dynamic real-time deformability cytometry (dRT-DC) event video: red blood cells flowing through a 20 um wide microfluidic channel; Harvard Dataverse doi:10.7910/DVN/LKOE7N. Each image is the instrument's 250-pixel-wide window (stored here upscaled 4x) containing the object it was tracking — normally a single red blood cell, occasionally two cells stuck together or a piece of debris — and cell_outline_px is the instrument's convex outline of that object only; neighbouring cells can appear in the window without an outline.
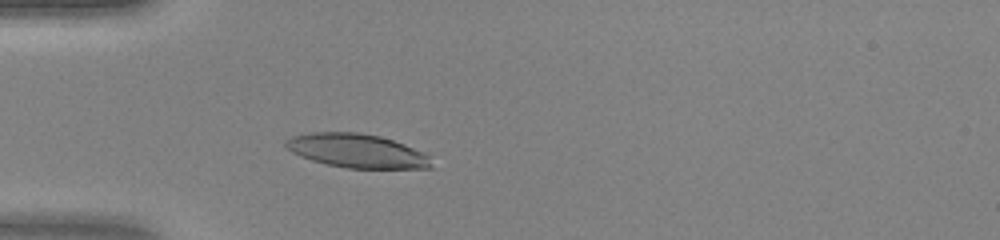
{"species": "human", "species_latin": "Homo sapiens", "temperature_condition": "warm", "stored_images_in_passage": 37, "camera_frame_rate_fps": 3000, "um_per_image_px": 0.085, "donor": {"sex": "female"}, "frame": {"image": 1, "passage_image": 5, "time_ms": 1.333, "image_size_px": [1000, 240], "cell_outline_px": [[432, 168], [348, 168], [328, 164], [312, 160], [300, 156], [292, 152], [284, 144], [284, 140], [292, 136], [308, 132], [356, 132], [380, 136], [404, 144], [428, 156]], "centroid_in_image_um": [30.27, 12.81], "position_along_channel_um": 54.7, "area_um2": 28.38}}
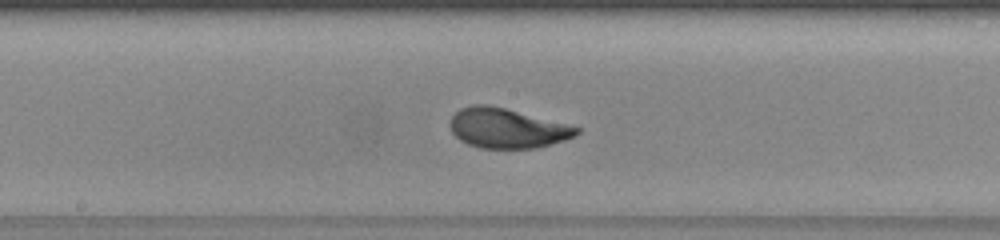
{"frame": {"image": 2, "passage_image": 16, "time_ms": 5.0, "image_size_px": [1000, 240], "cell_outline_px": [[580, 132], [564, 140], [536, 148], [480, 148], [468, 144], [460, 140], [452, 132], [448, 124], [452, 116], [460, 108], [472, 104], [488, 104], [504, 108], [580, 128]], "centroid_in_image_um": [43.02, 10.9], "position_along_channel_um": 205.2, "area_um2": 28.96}}
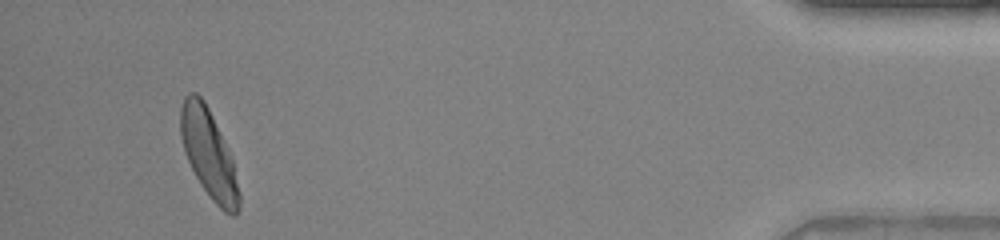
{"frame": {"image": 3, "passage_image": 35, "time_ms": 11.333, "image_size_px": [1000, 240], "cell_outline_px": [[240, 208], [236, 216], [232, 216], [224, 212], [212, 200], [200, 184], [184, 152], [180, 136], [180, 108], [184, 96], [188, 92], [196, 92], [204, 100], [212, 116], [232, 160], [240, 192]], "centroid_in_image_um": [17.73, 13.09], "position_along_channel_um": 417.5, "area_um2": 29.94}}